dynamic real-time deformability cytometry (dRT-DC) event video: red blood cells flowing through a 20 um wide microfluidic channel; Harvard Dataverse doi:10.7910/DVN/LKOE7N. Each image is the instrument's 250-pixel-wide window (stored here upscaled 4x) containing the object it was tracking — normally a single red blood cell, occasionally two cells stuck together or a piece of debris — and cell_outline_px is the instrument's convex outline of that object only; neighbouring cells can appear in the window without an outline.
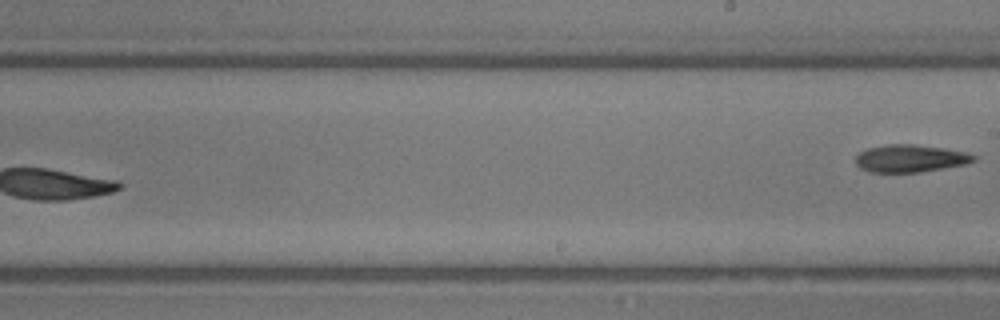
{"species": "common noctule bat (a hibernating species)", "species_latin": "Nyctalus noctula", "temperature_condition": "room temperature", "stored_images_in_passage": 15, "segment_of_instrument_passage": [2, 2], "camera_frame_rate_fps": 3000, "um_per_image_px": 0.085, "animal": {"sex": "male", "body_mass_g": 13.3}, "frame": {"image": 1, "passage_image": 15, "time_ms": 4.667, "image_size_px": [1000, 320], "cell_outline_px": [[976, 160], [964, 164], [920, 172], [868, 172], [860, 168], [856, 164], [856, 156], [860, 152], [868, 148], [888, 144], [916, 144], [944, 148], [968, 152], [976, 156]], "centroid_in_image_um": [77.37, 13.46], "position_along_channel_um": 211.6, "area_um2": 18.9}}